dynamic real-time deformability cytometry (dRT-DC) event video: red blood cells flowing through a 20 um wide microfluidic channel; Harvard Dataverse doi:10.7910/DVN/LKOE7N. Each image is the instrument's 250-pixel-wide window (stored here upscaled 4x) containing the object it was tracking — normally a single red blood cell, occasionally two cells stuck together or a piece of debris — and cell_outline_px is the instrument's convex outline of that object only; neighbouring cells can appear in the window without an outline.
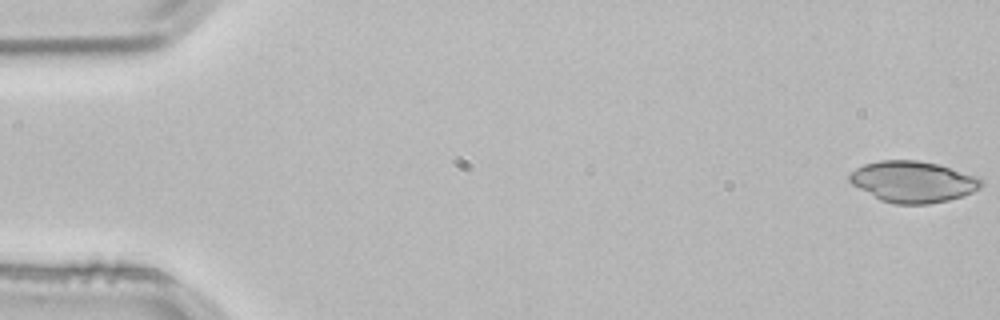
{"species": "common noctule bat (a hibernating species)", "species_latin": "Nyctalus noctula", "temperature_condition": "room temperature", "stored_images_in_passage": 47, "camera_frame_rate_fps": 3000, "um_per_image_px": 0.085, "animal": {"sex": "male", "body_mass_g": 21.5, "forearm_length_mm": 52.0}, "frame": {"image": 1, "passage_image": 1, "time_ms": 0.0, "image_size_px": [1000, 320], "cell_outline_px": [[984, 184], [980, 188], [964, 196], [948, 200], [928, 204], [896, 204], [880, 200], [852, 184], [848, 180], [848, 176], [856, 168], [864, 164], [880, 160], [916, 160], [936, 164], [976, 176]], "centroid_in_image_um": [77.59, 15.45], "position_along_channel_um": 7.4, "area_um2": 31.44}}